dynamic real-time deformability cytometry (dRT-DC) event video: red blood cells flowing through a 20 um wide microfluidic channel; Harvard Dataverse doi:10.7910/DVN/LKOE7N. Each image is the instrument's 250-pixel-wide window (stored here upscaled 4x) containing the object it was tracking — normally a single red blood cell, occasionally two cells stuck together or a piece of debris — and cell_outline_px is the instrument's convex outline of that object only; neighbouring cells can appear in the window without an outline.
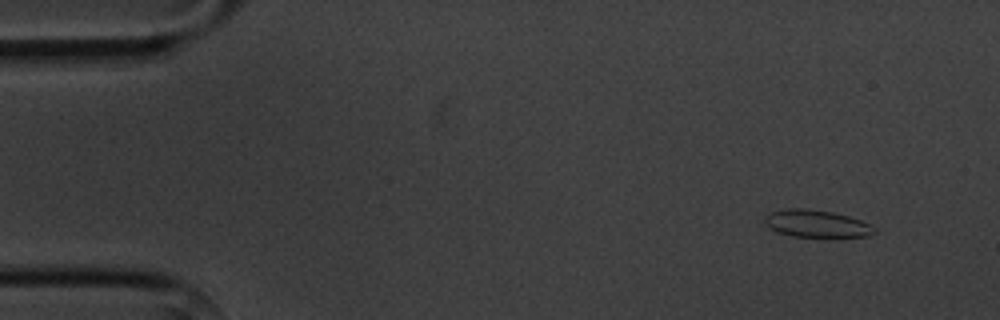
{"species": "common noctule bat (a hibernating species)", "species_latin": "Nyctalus noctula", "temperature_condition": "cold", "stored_images_in_passage": 4, "camera_frame_rate_fps": 3000, "um_per_image_px": 0.085, "animal": {"sex": "male", "body_mass_g": 20.1, "forearm_length_mm": 53.5}, "frame": {"image": 1, "passage_image": 2, "time_ms": 1.0, "image_size_px": [1000, 320], "cell_outline_px": [[876, 232], [868, 236], [832, 240], [792, 236], [776, 232], [768, 228], [764, 224], [764, 216], [768, 212], [788, 208], [808, 208], [832, 212], [848, 216], [860, 220], [876, 228]], "centroid_in_image_um": [69.4, 19.06], "position_along_channel_um": 15.6, "area_um2": 18.55}}